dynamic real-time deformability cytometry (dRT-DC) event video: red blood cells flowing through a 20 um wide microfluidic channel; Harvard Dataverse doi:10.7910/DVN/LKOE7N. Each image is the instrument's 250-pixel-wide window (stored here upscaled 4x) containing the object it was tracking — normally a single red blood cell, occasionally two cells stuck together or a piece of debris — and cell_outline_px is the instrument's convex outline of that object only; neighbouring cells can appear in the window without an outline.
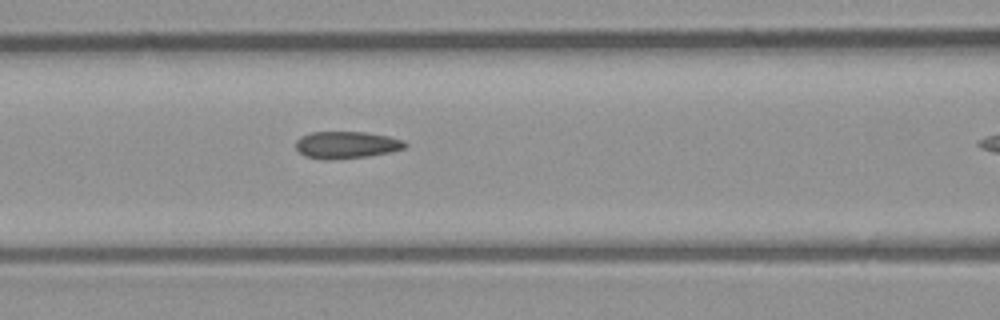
{"species": "common noctule bat (a hibernating species)", "species_latin": "Nyctalus noctula", "temperature_condition": "room temperature", "stored_images_in_passage": 8, "camera_frame_rate_fps": 3000, "um_per_image_px": 0.085, "animal": {"sex": "male", "body_mass_g": 23.1, "forearm_length_mm": 52.7}, "frame": {"image": 1, "passage_image": 7, "time_ms": 2.0, "image_size_px": [1000, 320], "cell_outline_px": [[408, 144], [404, 148], [392, 152], [368, 156], [332, 160], [324, 160], [304, 156], [296, 148], [296, 140], [300, 136], [312, 132], [364, 132], [388, 136], [404, 140]], "centroid_in_image_um": [29.45, 12.32], "position_along_channel_um": 137.2, "area_um2": 17.4}}